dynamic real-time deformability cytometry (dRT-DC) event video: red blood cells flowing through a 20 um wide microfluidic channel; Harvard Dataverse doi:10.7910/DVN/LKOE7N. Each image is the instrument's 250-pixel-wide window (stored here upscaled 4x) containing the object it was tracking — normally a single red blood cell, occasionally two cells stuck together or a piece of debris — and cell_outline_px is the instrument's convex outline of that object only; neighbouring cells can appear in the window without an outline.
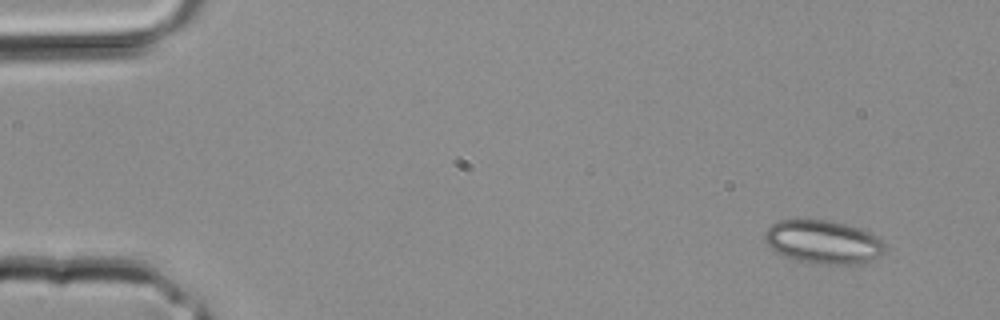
{"species": "common noctule bat (a hibernating species)", "species_latin": "Nyctalus noctula", "temperature_condition": "room temperature", "stored_images_in_passage": 4, "camera_frame_rate_fps": 3000, "um_per_image_px": 0.085, "animal": {"sex": "male", "body_mass_g": 20.4}, "frame": {"image": 1, "passage_image": 1, "time_ms": 0.0, "image_size_px": [1000, 320], "cell_outline_px": [[884, 252], [880, 256], [860, 264], [824, 264], [796, 260], [776, 252], [764, 240], [764, 232], [772, 224], [780, 220], [828, 220], [844, 224], [868, 232], [876, 236], [884, 244]], "centroid_in_image_um": [69.96, 20.57], "position_along_channel_um": 15.0, "area_um2": 30.0}}